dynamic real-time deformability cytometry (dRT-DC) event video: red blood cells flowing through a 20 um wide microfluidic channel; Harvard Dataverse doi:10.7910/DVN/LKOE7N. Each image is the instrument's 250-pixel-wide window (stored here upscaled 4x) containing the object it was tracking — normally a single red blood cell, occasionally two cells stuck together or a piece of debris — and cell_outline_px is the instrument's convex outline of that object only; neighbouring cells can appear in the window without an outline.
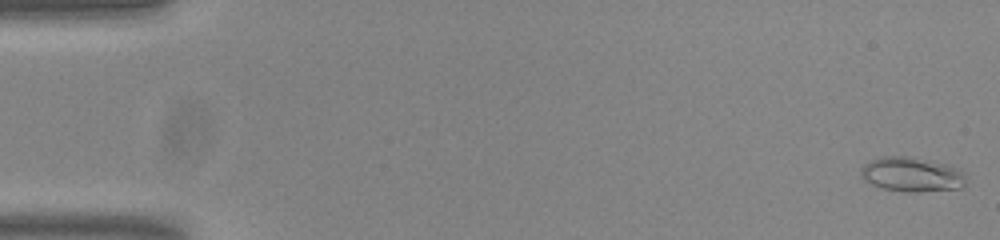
{"species": "common noctule bat (a hibernating species)", "species_latin": "Nyctalus noctula", "temperature_condition": "room temperature", "stored_images_in_passage": 53, "camera_frame_rate_fps": 3000, "um_per_image_px": 0.085, "animal": {"sex": "male", "body_mass_g": 20.0, "forearm_length_mm": 53.3}, "frame": {"image": 1, "passage_image": 1, "time_ms": 0.0, "image_size_px": [1000, 240], "cell_outline_px": [[964, 188], [920, 192], [904, 192], [880, 188], [864, 180], [860, 176], [860, 168], [864, 164], [880, 156], [912, 156], [948, 164], [960, 168], [964, 172]], "centroid_in_image_um": [77.5, 14.83], "position_along_channel_um": 7.5, "area_um2": 21.68}}
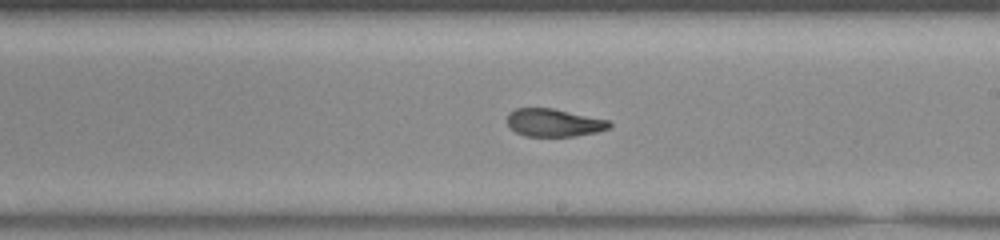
{"frame": {"image": 2, "passage_image": 31, "time_ms": 10.0, "image_size_px": [1000, 240], "cell_outline_px": [[612, 128], [596, 132], [572, 136], [524, 136], [508, 128], [508, 112], [516, 108], [552, 108], [608, 120], [612, 124]], "centroid_in_image_um": [47.06, 10.43], "position_along_channel_um": 241.9, "area_um2": 16.59}}
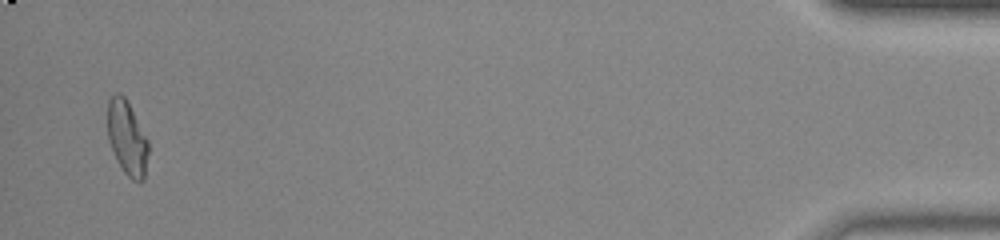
{"frame": {"image": 3, "passage_image": 52, "time_ms": 17.0, "image_size_px": [1000, 240], "cell_outline_px": [[148, 152], [144, 180], [132, 180], [124, 172], [108, 140], [108, 100], [116, 92], [120, 92], [124, 96], [148, 140]], "centroid_in_image_um": [10.8, 11.71], "position_along_channel_um": 424.4, "area_um2": 17.22}, "authors_computed_cell_mechanics": {"area_um2": 17.5712, "velocity_mm_per_s": 3.8376, "shape_relaxation_time_tau1_ms": null, "shape_relaxation_time_tau2_ms": 2.2553, "deformation_change_tau1": null, "deformation_change_tau2": 0.0753}}